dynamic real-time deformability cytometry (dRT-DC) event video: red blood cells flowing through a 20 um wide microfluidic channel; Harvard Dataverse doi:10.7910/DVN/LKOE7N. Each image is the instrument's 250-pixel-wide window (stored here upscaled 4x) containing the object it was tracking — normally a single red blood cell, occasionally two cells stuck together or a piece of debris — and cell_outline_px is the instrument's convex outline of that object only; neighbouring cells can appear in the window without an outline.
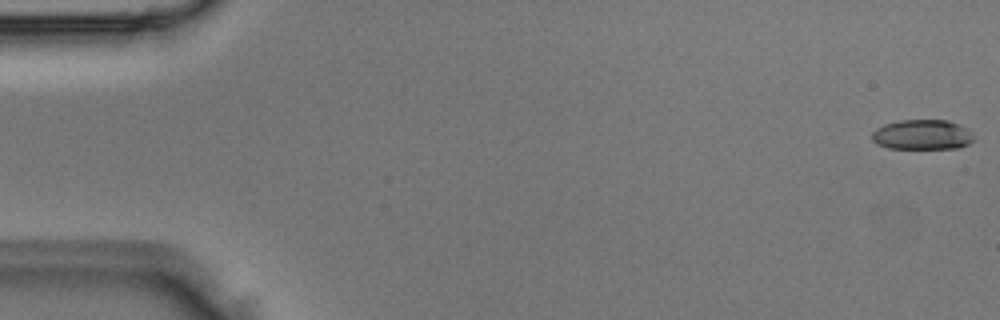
{"species": "Egyptian fruit bat (a non-hibernating species)", "species_latin": "Rousettus aegyptiacus", "temperature_condition": "room temperature", "stored_images_in_passage": 5, "camera_frame_rate_fps": 3000, "um_per_image_px": 0.085, "animal": {"sex": "male"}, "frame": {"image": 1, "passage_image": 1, "time_ms": 0.0, "image_size_px": [1000, 320], "cell_outline_px": [[972, 140], [968, 144], [960, 148], [888, 148], [876, 144], [872, 140], [872, 132], [876, 128], [884, 124], [900, 120], [948, 120], [960, 124], [968, 128], [972, 136]], "centroid_in_image_um": [78.38, 11.44], "position_along_channel_um": 6.6, "area_um2": 17.86}}